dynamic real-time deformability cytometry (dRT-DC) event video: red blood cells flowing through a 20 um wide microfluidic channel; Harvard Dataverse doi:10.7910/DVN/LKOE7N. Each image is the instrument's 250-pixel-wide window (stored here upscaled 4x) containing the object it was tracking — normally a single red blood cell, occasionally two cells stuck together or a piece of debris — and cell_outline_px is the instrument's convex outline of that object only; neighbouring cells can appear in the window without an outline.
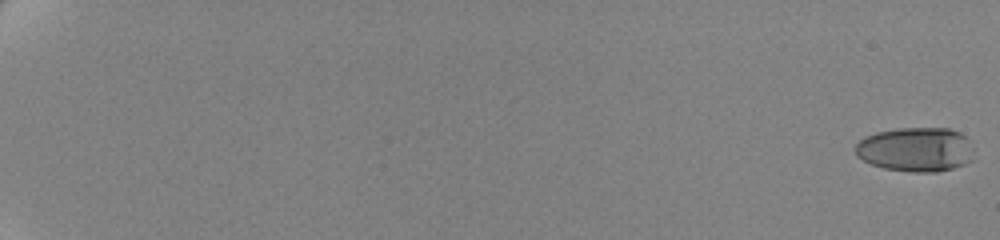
{"species": "human", "species_latin": "Homo sapiens", "temperature_condition": "cold", "stored_images_in_passage": 62, "camera_frame_rate_fps": 3000, "um_per_image_px": 0.085, "donor": {"sex": "female"}, "frame": {"image": 1, "passage_image": 1, "time_ms": 0.0, "image_size_px": [1000, 240], "cell_outline_px": [[972, 160], [964, 164], [952, 168], [936, 172], [912, 172], [884, 168], [872, 164], [856, 156], [856, 144], [864, 136], [876, 132], [900, 128], [948, 128], [960, 132], [964, 136], [972, 148]], "centroid_in_image_um": [77.82, 12.7], "position_along_channel_um": 7.2, "area_um2": 30.52}}
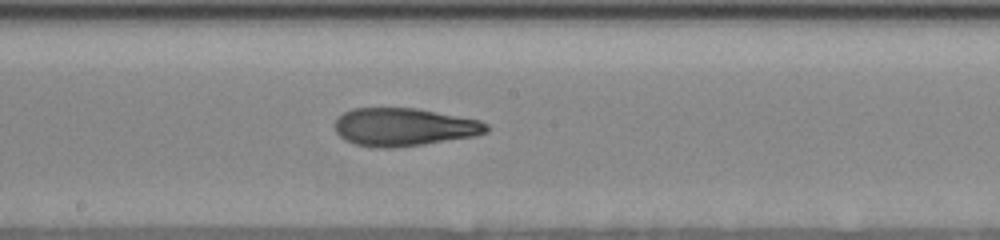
{"frame": {"image": 2, "passage_image": 39, "time_ms": 12.667, "image_size_px": [1000, 240], "cell_outline_px": [[488, 132], [476, 136], [424, 144], [388, 148], [372, 148], [356, 144], [344, 140], [336, 132], [336, 116], [352, 108], [416, 108], [480, 120], [488, 124]], "centroid_in_image_um": [34.33, 10.8], "position_along_channel_um": 213.9, "area_um2": 33.7}}
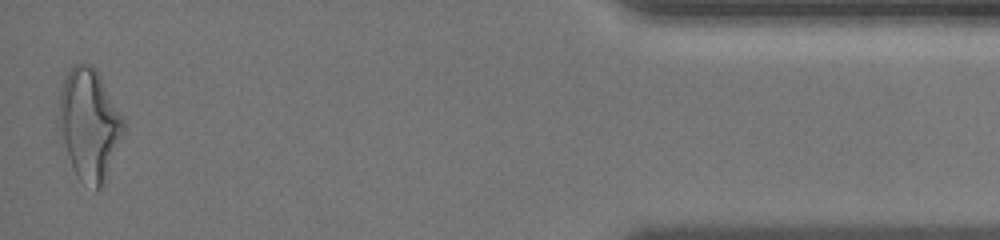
{"frame": {"image": 3, "passage_image": 62, "time_ms": 20.333, "image_size_px": [1000, 240], "cell_outline_px": [[124, 128], [104, 184], [100, 188], [96, 188], [80, 180], [72, 168], [56, 124], [60, 88], [68, 72], [76, 64], [92, 64], [96, 68], [124, 120]], "centroid_in_image_um": [7.54, 10.54], "position_along_channel_um": 427.7, "area_um2": 41.62}, "authors_computed_cell_mechanics": {"area_um2": 33.235, "velocity_mm_per_s": 3.5198, "shape_relaxation_time_tau1_ms": 6.2336, "shape_relaxation_time_tau2_ms": 2.134, "deformation_change_tau1": 0.2066, "deformation_change_tau2": 0.1136}}